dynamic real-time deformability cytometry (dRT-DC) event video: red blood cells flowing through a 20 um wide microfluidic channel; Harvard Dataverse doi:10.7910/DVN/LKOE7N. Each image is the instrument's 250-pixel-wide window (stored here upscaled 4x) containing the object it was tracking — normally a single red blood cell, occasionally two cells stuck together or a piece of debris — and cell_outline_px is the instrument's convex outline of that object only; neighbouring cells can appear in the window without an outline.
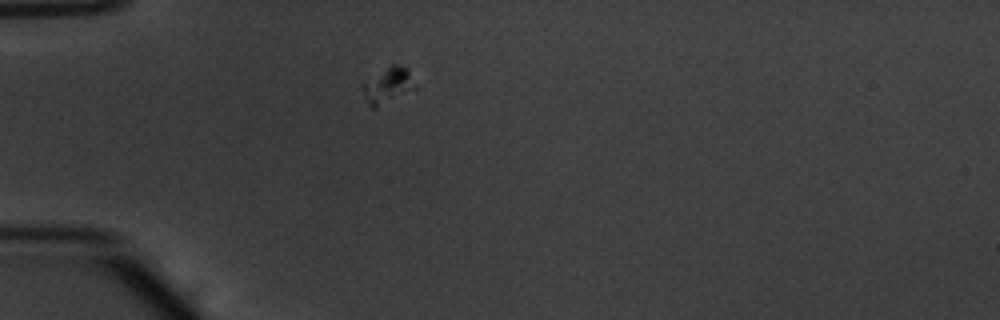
{"species": "common noctule bat (a hibernating species)", "species_latin": "Nyctalus noctula", "temperature_condition": "warm", "stored_images_in_passage": 39, "camera_frame_rate_fps": 3000, "um_per_image_px": 0.085, "animal": {"sex": "male", "body_mass_g": 20.1, "forearm_length_mm": 53.5}, "frame": {"image": 1, "passage_image": 6, "time_ms": 1.667, "image_size_px": [1000, 320], "cell_outline_px": [[420, 88], [376, 108], [372, 108], [368, 104], [360, 84], [392, 64], [408, 68]], "centroid_in_image_um": [33.04, 7.28], "position_along_channel_um": 52.0, "area_um2": 11.27}}
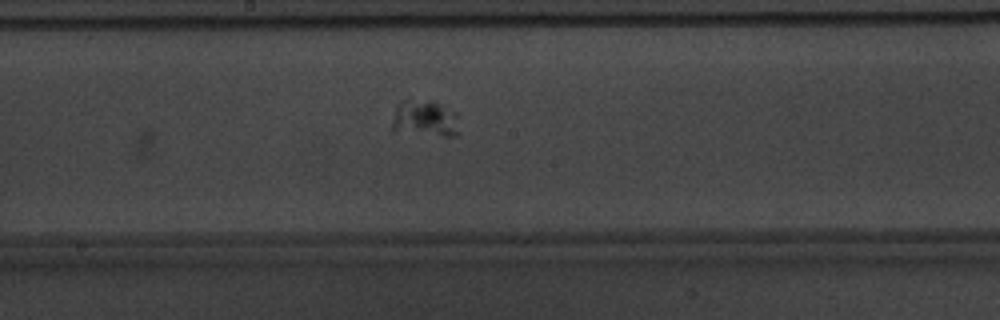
{"frame": {"image": 2, "passage_image": 20, "time_ms": 6.333, "image_size_px": [1000, 320], "cell_outline_px": [[456, 136], [444, 136], [392, 128], [392, 124], [396, 104], [400, 100], [432, 100], [456, 112]], "centroid_in_image_um": [36.11, 10.01], "position_along_channel_um": 212.1, "area_um2": 13.64}}
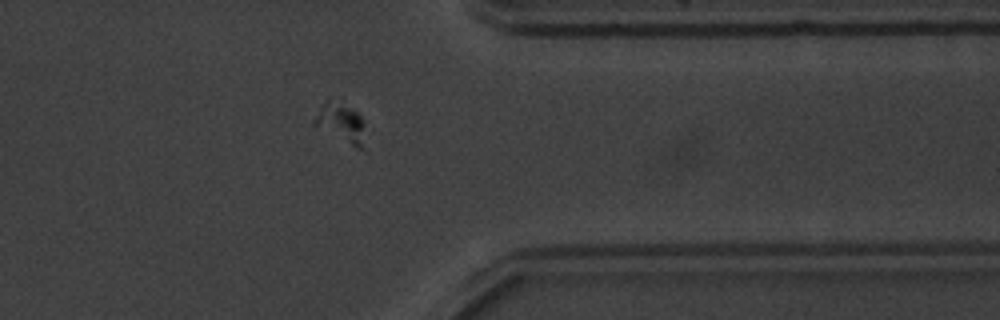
{"frame": {"image": 3, "passage_image": 34, "time_ms": 11.0, "image_size_px": [1000, 320], "cell_outline_px": [[364, 148], [360, 148], [312, 124], [312, 120], [320, 108], [328, 100], [348, 108], [356, 112], [360, 116]], "centroid_in_image_um": [28.92, 10.44], "position_along_channel_um": 382.5, "area_um2": 10.35}}